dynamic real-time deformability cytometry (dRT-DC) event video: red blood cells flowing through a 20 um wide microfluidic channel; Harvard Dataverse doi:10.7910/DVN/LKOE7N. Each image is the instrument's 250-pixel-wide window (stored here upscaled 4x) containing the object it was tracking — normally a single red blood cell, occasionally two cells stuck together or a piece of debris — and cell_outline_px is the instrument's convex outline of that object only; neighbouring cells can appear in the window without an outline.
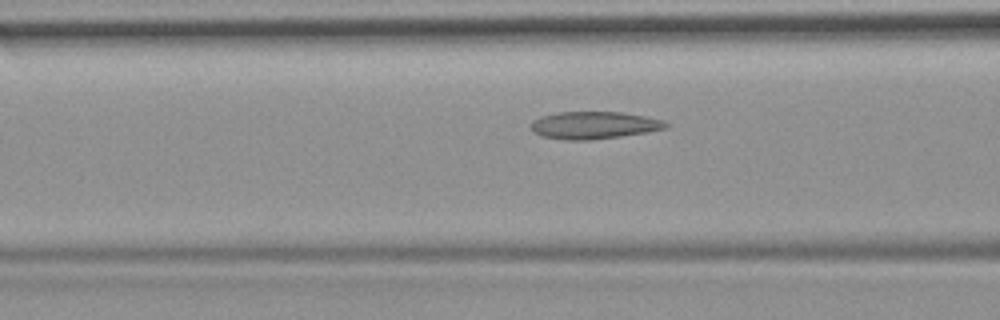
{"species": "common noctule bat (a hibernating species)", "species_latin": "Nyctalus noctula", "temperature_condition": "room temperature", "stored_images_in_passage": 9, "camera_frame_rate_fps": 3000, "um_per_image_px": 0.085, "animal": {"sex": "female", "body_mass_g": 19.9}, "frame": {"image": 1, "passage_image": 7, "time_ms": 2.0, "image_size_px": [1000, 320], "cell_outline_px": [[668, 124], [664, 128], [644, 132], [620, 136], [592, 140], [564, 140], [540, 136], [532, 132], [532, 120], [540, 116], [560, 112], [620, 112], [644, 116], [664, 120]], "centroid_in_image_um": [50.42, 10.64], "position_along_channel_um": 116.2, "area_um2": 21.39}}